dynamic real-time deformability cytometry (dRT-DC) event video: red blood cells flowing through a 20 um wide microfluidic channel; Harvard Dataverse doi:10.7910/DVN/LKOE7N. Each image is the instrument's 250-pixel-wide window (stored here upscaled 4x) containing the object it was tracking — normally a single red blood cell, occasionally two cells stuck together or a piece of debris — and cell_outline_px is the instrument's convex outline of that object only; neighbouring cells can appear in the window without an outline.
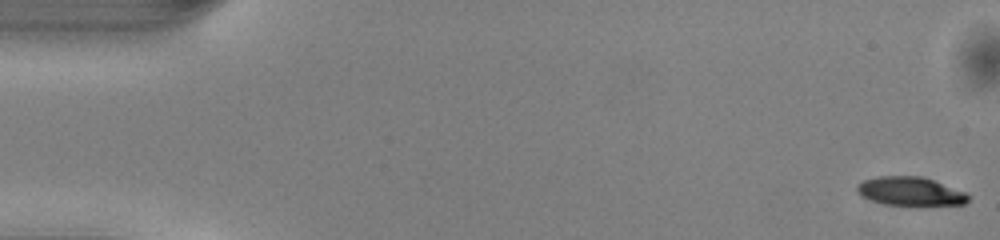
{"species": "common noctule bat (a hibernating species)", "species_latin": "Nyctalus noctula", "temperature_condition": "warm", "stored_images_in_passage": 51, "camera_frame_rate_fps": 3000, "um_per_image_px": 0.085, "animal": {"sex": "male", "body_mass_g": 13.0, "forearm_length_mm": 53.1}, "frame": {"image": 1, "passage_image": 1, "time_ms": 0.0, "image_size_px": [1000, 240], "cell_outline_px": [[968, 200], [964, 204], [920, 208], [916, 208], [884, 204], [860, 196], [856, 188], [856, 184], [864, 180], [876, 176], [920, 176], [932, 180], [964, 192], [968, 196]], "centroid_in_image_um": [77.35, 16.32], "position_along_channel_um": 7.6, "area_um2": 19.25}}
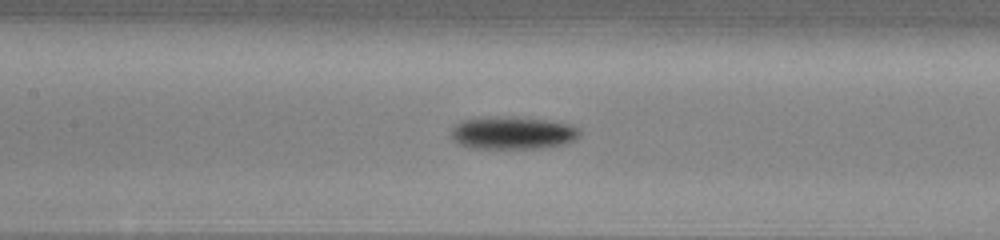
{"frame": {"image": 2, "passage_image": 23, "time_ms": 7.333, "image_size_px": [1000, 240], "cell_outline_px": [[580, 136], [564, 144], [544, 148], [468, 148], [460, 144], [452, 136], [452, 128], [460, 120], [480, 116], [508, 116], [544, 120], [568, 124], [576, 128], [580, 132]], "centroid_in_image_um": [43.52, 11.28], "position_along_channel_um": 163.9, "area_um2": 24.51}}
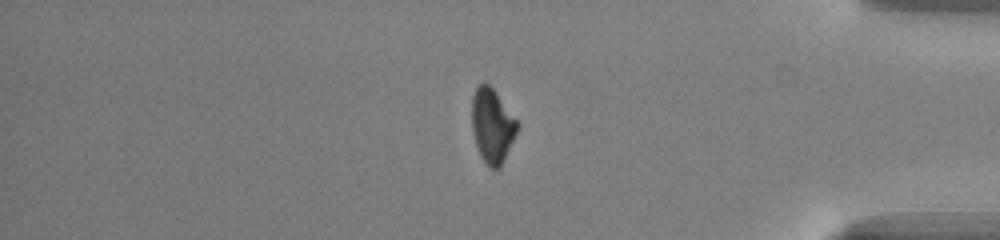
{"frame": {"image": 3, "passage_image": 42, "time_ms": 13.667, "image_size_px": [1000, 240], "cell_outline_px": [[520, 124], [500, 168], [492, 168], [480, 156], [472, 132], [472, 96], [476, 88], [484, 80], [496, 92]], "centroid_in_image_um": [41.83, 10.65], "position_along_channel_um": 393.4, "area_um2": 19.48}, "authors_computed_cell_mechanics": {"area_um2": 20.7502, "velocity_mm_per_s": 4.0957, "shape_relaxation_time_tau1_ms": 1.5777, "shape_relaxation_time_tau2_ms": null, "deformation_change_tau1": 0.1281, "deformation_change_tau2": null}}